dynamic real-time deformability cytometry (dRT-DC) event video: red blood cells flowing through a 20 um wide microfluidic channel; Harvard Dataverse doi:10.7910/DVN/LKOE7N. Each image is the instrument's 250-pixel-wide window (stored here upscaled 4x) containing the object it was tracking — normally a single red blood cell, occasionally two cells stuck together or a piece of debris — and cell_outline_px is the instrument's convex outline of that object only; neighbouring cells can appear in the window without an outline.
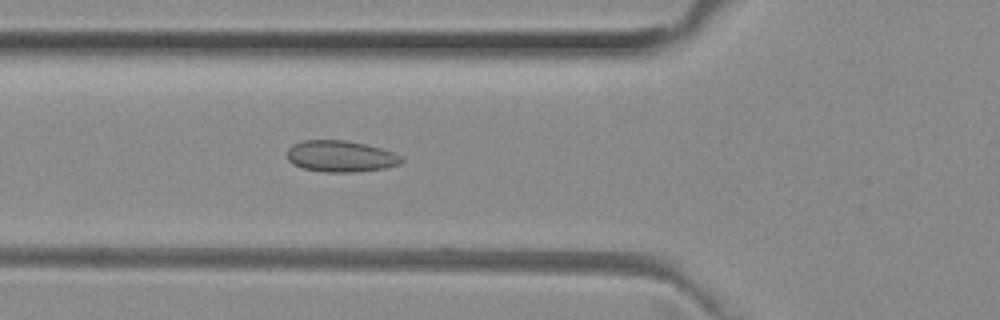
{"species": "common noctule bat (a hibernating species)", "species_latin": "Nyctalus noctula", "temperature_condition": "room temperature", "stored_images_in_passage": 37, "camera_frame_rate_fps": 3000, "um_per_image_px": 0.085, "animal": {"sex": "female", "body_mass_g": 29.2, "forearm_length_mm": 56.3}, "frame": {"image": 1, "passage_image": 4, "time_ms": 1.0, "image_size_px": [1000, 320], "cell_outline_px": [[404, 160], [400, 164], [384, 168], [356, 172], [324, 172], [300, 168], [292, 164], [288, 160], [288, 148], [292, 144], [304, 140], [344, 140], [364, 144], [380, 148], [404, 156]], "centroid_in_image_um": [28.94, 13.29], "position_along_channel_um": 96.9, "area_um2": 21.04}}
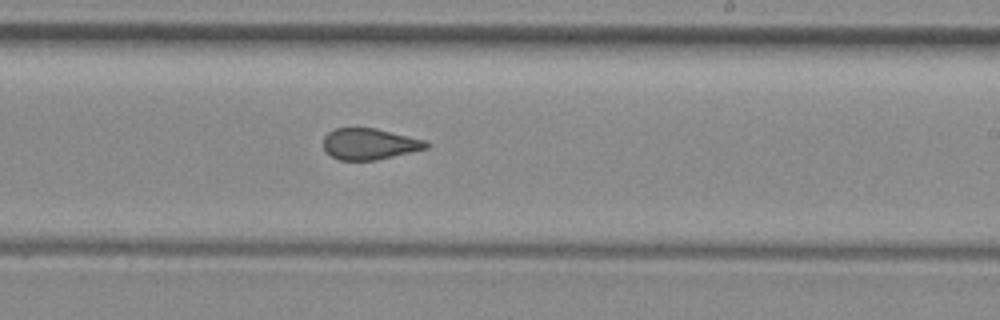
{"frame": {"image": 2, "passage_image": 16, "time_ms": 5.0, "image_size_px": [1000, 320], "cell_outline_px": [[428, 148], [376, 160], [340, 160], [332, 156], [324, 148], [324, 136], [328, 132], [336, 128], [376, 128], [428, 140]], "centroid_in_image_um": [31.44, 12.23], "position_along_channel_um": 257.6, "area_um2": 18.67}}
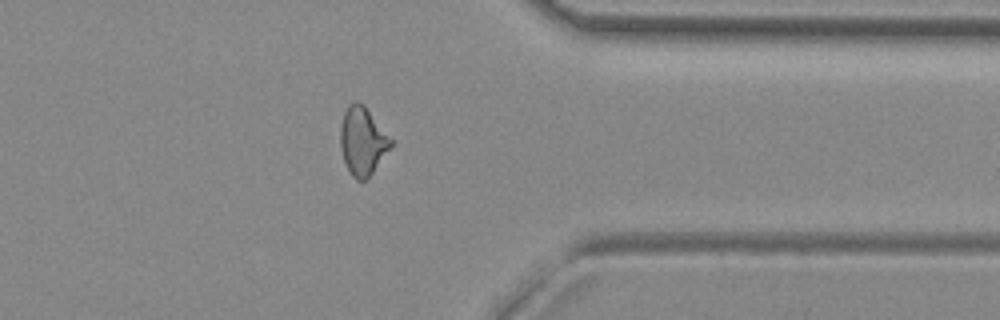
{"frame": {"image": 3, "passage_image": 26, "time_ms": 8.333, "image_size_px": [1000, 320], "cell_outline_px": [[392, 144], [372, 172], [364, 180], [356, 180], [352, 176], [344, 160], [340, 144], [340, 128], [344, 112], [348, 104], [356, 100], [364, 104], [392, 140]], "centroid_in_image_um": [30.79, 11.94], "position_along_channel_um": 380.6, "area_um2": 19.59}, "authors_computed_cell_mechanics": {"area_um2": 19.652, "velocity_mm_per_s": 4.0177, "shape_relaxation_time_tau1_ms": null, "shape_relaxation_time_tau2_ms": 1.0716, "deformation_change_tau1": null, "deformation_change_tau2": 0.0583}}